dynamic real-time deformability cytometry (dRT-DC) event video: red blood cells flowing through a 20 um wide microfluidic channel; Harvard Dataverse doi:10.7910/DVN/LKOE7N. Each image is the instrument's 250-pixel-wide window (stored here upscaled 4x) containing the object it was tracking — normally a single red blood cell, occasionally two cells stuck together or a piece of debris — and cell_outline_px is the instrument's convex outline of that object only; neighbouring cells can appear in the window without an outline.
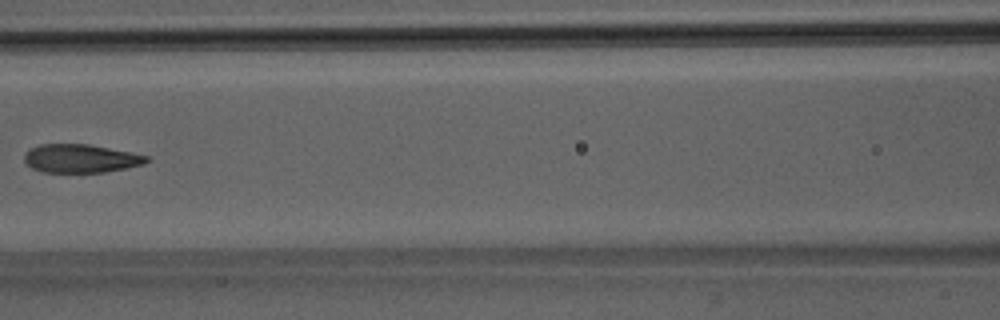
{"species": "Egyptian fruit bat (a non-hibernating species)", "species_latin": "Rousettus aegyptiacus", "temperature_condition": "room temperature", "stored_images_in_passage": 7, "camera_frame_rate_fps": 3000, "um_per_image_px": 0.085, "animal": {"sex": "male"}, "frame": {"image": 1, "passage_image": 7, "time_ms": 7.0, "image_size_px": [1000, 320], "cell_outline_px": [[152, 160], [144, 164], [104, 172], [44, 172], [32, 168], [24, 160], [24, 152], [40, 144], [88, 144], [132, 152], [148, 156]], "centroid_in_image_um": [6.88, 13.46], "position_along_channel_um": 159.7, "area_um2": 20.23}}